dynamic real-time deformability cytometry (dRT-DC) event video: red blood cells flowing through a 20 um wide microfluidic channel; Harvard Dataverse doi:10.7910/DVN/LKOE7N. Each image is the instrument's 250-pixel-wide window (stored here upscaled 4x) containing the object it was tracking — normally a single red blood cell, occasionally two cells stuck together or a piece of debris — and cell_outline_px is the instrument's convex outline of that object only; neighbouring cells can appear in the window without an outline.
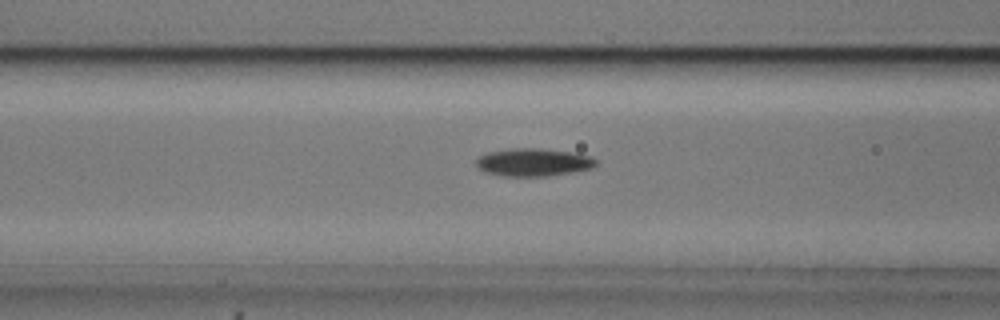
{"species": "common noctule bat (a hibernating species)", "species_latin": "Nyctalus noctula", "temperature_condition": "cold", "stored_images_in_passage": 32, "camera_frame_rate_fps": 3000, "um_per_image_px": 0.085, "animal": {"sex": "male", "body_mass_g": 20.5, "forearm_length_mm": 52.5}, "frame": {"image": 1, "passage_image": 6, "time_ms": 1.667, "image_size_px": [1000, 320], "cell_outline_px": [[596, 164], [592, 168], [572, 172], [548, 176], [504, 176], [484, 172], [476, 164], [476, 160], [480, 156], [488, 152], [512, 148], [540, 148], [576, 152], [592, 156], [596, 160]], "centroid_in_image_um": [45.37, 13.78], "position_along_channel_um": 121.2, "area_um2": 19.54}}
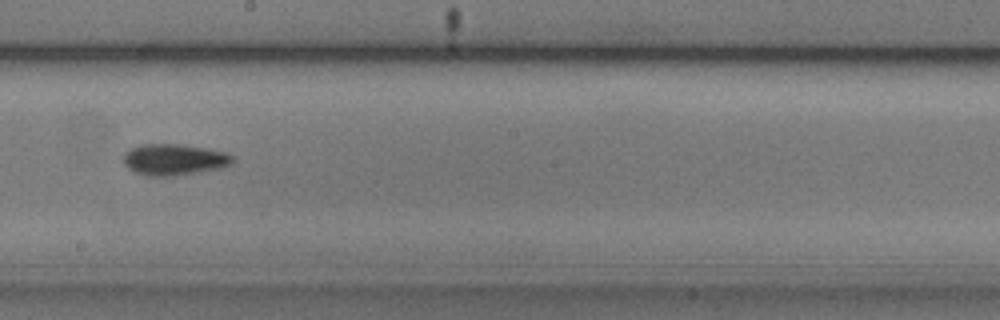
{"frame": {"image": 2, "passage_image": 15, "time_ms": 4.667, "image_size_px": [1000, 320], "cell_outline_px": [[236, 160], [232, 164], [224, 168], [172, 176], [148, 176], [136, 172], [128, 168], [124, 164], [124, 152], [140, 144], [180, 144], [208, 148], [228, 152], [236, 156]], "centroid_in_image_um": [14.89, 13.56], "position_along_channel_um": 233.3, "area_um2": 20.29}}
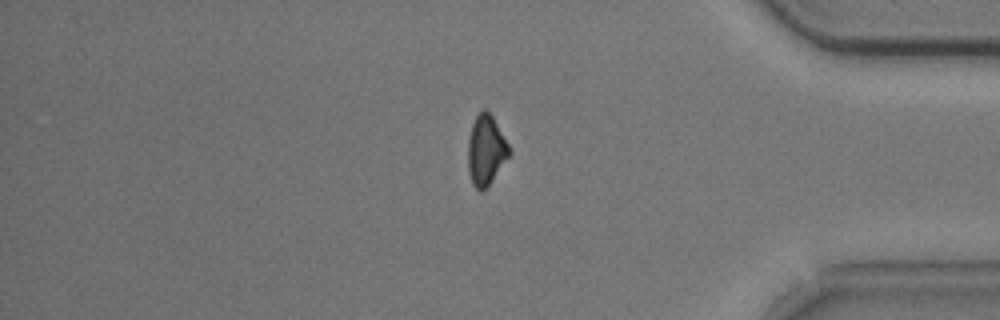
{"frame": {"image": 3, "passage_image": 30, "time_ms": 9.667, "image_size_px": [1000, 320], "cell_outline_px": [[512, 152], [488, 188], [480, 192], [472, 184], [468, 172], [468, 140], [472, 124], [476, 116], [484, 108], [488, 108], [508, 144]], "centroid_in_image_um": [41.31, 12.79], "position_along_channel_um": 393.9, "area_um2": 17.11}}